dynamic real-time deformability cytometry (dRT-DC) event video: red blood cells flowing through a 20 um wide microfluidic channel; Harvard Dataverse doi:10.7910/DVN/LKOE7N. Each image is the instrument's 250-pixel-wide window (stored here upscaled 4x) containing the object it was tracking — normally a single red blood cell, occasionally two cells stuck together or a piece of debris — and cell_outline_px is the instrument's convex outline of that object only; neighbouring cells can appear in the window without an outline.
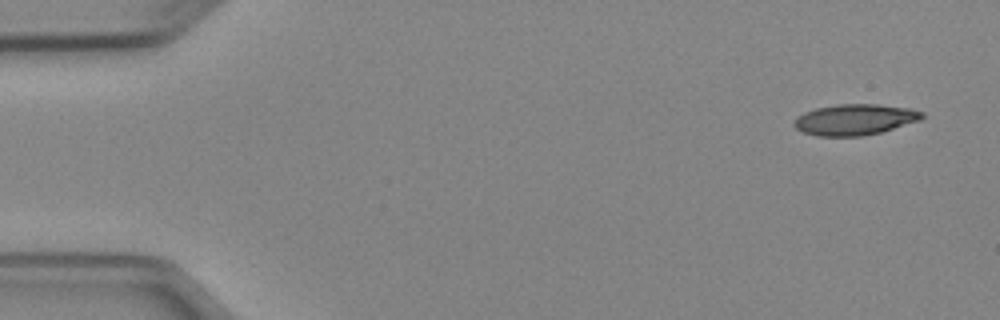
{"species": "Egyptian fruit bat (a non-hibernating species)", "species_latin": "Rousettus aegyptiacus", "temperature_condition": "cold", "stored_images_in_passage": 4, "camera_frame_rate_fps": 3000, "um_per_image_px": 0.085, "animal": {"sex": "female"}, "frame": {"image": 1, "passage_image": 1, "time_ms": 0.0, "image_size_px": [1000, 320], "cell_outline_px": [[924, 116], [920, 120], [880, 132], [860, 136], [816, 136], [804, 132], [796, 128], [792, 124], [796, 116], [804, 112], [816, 108], [836, 104], [876, 104], [912, 108], [924, 112]], "centroid_in_image_um": [72.64, 10.15], "position_along_channel_um": 12.4, "area_um2": 23.12}}
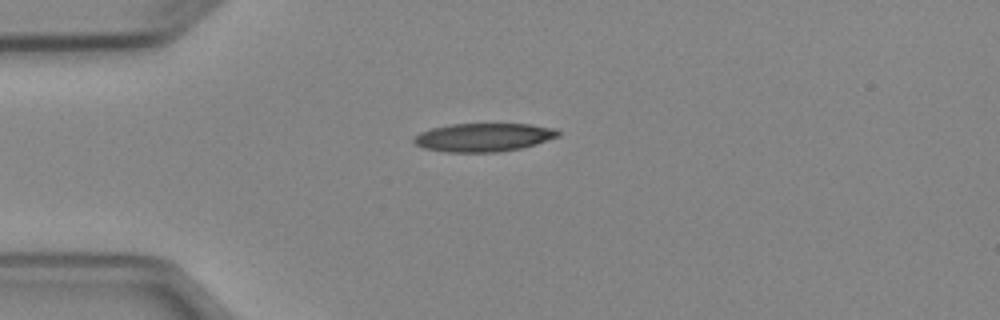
{"frame": {"image": 2, "passage_image": 4, "time_ms": 3.333, "image_size_px": [1000, 320], "cell_outline_px": [[560, 136], [536, 144], [520, 148], [500, 152], [444, 152], [424, 148], [416, 144], [412, 140], [420, 132], [432, 128], [452, 124], [532, 124], [556, 128], [560, 132]], "centroid_in_image_um": [41.13, 11.67], "position_along_channel_um": 43.9, "area_um2": 23.93}}